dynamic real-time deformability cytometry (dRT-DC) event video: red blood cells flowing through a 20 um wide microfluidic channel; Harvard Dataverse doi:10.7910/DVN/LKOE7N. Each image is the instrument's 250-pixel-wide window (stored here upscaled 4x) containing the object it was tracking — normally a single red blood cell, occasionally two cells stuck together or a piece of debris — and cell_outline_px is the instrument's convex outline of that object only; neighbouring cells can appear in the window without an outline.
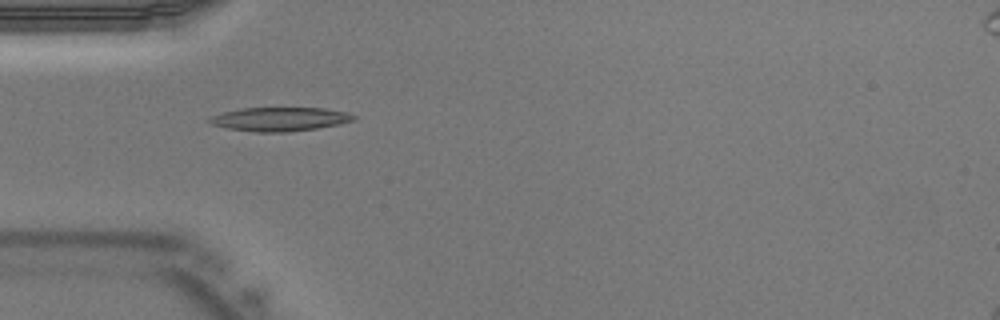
{"species": "Egyptian fruit bat (a non-hibernating species)", "species_latin": "Rousettus aegyptiacus", "temperature_condition": "warm", "stored_images_in_passage": 29, "camera_frame_rate_fps": 3000, "um_per_image_px": 0.085, "animal": {"sex": "male"}, "frame": {"image": 1, "passage_image": 1, "time_ms": 0.0, "image_size_px": [1000, 320], "cell_outline_px": [[356, 116], [352, 120], [340, 124], [316, 128], [288, 132], [256, 132], [228, 128], [212, 124], [204, 120], [208, 116], [220, 112], [240, 108], [324, 108], [348, 112]], "centroid_in_image_um": [23.7, 10.12], "position_along_channel_um": 61.3, "area_um2": 20.17}}